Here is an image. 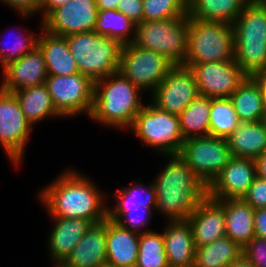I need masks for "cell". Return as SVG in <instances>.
Segmentation results:
<instances>
[{
  "mask_svg": "<svg viewBox=\"0 0 266 267\" xmlns=\"http://www.w3.org/2000/svg\"><path fill=\"white\" fill-rule=\"evenodd\" d=\"M92 181L69 167L38 192L39 201L48 216L101 223L107 218V194Z\"/></svg>",
  "mask_w": 266,
  "mask_h": 267,
  "instance_id": "cell-1",
  "label": "cell"
},
{
  "mask_svg": "<svg viewBox=\"0 0 266 267\" xmlns=\"http://www.w3.org/2000/svg\"><path fill=\"white\" fill-rule=\"evenodd\" d=\"M168 161L152 181L156 211L165 221H184L207 196L205 185L179 155H165Z\"/></svg>",
  "mask_w": 266,
  "mask_h": 267,
  "instance_id": "cell-2",
  "label": "cell"
},
{
  "mask_svg": "<svg viewBox=\"0 0 266 267\" xmlns=\"http://www.w3.org/2000/svg\"><path fill=\"white\" fill-rule=\"evenodd\" d=\"M144 92L119 71L95 81L94 101L89 119L101 126L129 129L145 106Z\"/></svg>",
  "mask_w": 266,
  "mask_h": 267,
  "instance_id": "cell-3",
  "label": "cell"
},
{
  "mask_svg": "<svg viewBox=\"0 0 266 267\" xmlns=\"http://www.w3.org/2000/svg\"><path fill=\"white\" fill-rule=\"evenodd\" d=\"M234 60L251 76L266 67V4L251 0L233 23Z\"/></svg>",
  "mask_w": 266,
  "mask_h": 267,
  "instance_id": "cell-4",
  "label": "cell"
},
{
  "mask_svg": "<svg viewBox=\"0 0 266 267\" xmlns=\"http://www.w3.org/2000/svg\"><path fill=\"white\" fill-rule=\"evenodd\" d=\"M79 73L94 82L118 71L122 44L95 31L65 36Z\"/></svg>",
  "mask_w": 266,
  "mask_h": 267,
  "instance_id": "cell-5",
  "label": "cell"
},
{
  "mask_svg": "<svg viewBox=\"0 0 266 267\" xmlns=\"http://www.w3.org/2000/svg\"><path fill=\"white\" fill-rule=\"evenodd\" d=\"M187 55L183 64L234 60L233 25L188 18Z\"/></svg>",
  "mask_w": 266,
  "mask_h": 267,
  "instance_id": "cell-6",
  "label": "cell"
},
{
  "mask_svg": "<svg viewBox=\"0 0 266 267\" xmlns=\"http://www.w3.org/2000/svg\"><path fill=\"white\" fill-rule=\"evenodd\" d=\"M188 18L142 21L136 25L133 43L162 54L174 65H182L187 55Z\"/></svg>",
  "mask_w": 266,
  "mask_h": 267,
  "instance_id": "cell-7",
  "label": "cell"
},
{
  "mask_svg": "<svg viewBox=\"0 0 266 267\" xmlns=\"http://www.w3.org/2000/svg\"><path fill=\"white\" fill-rule=\"evenodd\" d=\"M130 129L142 146L157 150L162 157L178 155L184 142L179 116L160 110L151 102L136 115Z\"/></svg>",
  "mask_w": 266,
  "mask_h": 267,
  "instance_id": "cell-8",
  "label": "cell"
},
{
  "mask_svg": "<svg viewBox=\"0 0 266 267\" xmlns=\"http://www.w3.org/2000/svg\"><path fill=\"white\" fill-rule=\"evenodd\" d=\"M174 66L162 54L129 43L121 48L118 71L134 86L151 94Z\"/></svg>",
  "mask_w": 266,
  "mask_h": 267,
  "instance_id": "cell-9",
  "label": "cell"
},
{
  "mask_svg": "<svg viewBox=\"0 0 266 267\" xmlns=\"http://www.w3.org/2000/svg\"><path fill=\"white\" fill-rule=\"evenodd\" d=\"M178 155L207 186L232 157L227 139L211 135L185 139Z\"/></svg>",
  "mask_w": 266,
  "mask_h": 267,
  "instance_id": "cell-10",
  "label": "cell"
},
{
  "mask_svg": "<svg viewBox=\"0 0 266 267\" xmlns=\"http://www.w3.org/2000/svg\"><path fill=\"white\" fill-rule=\"evenodd\" d=\"M94 81L76 73L69 76L48 75L45 85L57 112L64 117L90 116L94 101Z\"/></svg>",
  "mask_w": 266,
  "mask_h": 267,
  "instance_id": "cell-11",
  "label": "cell"
},
{
  "mask_svg": "<svg viewBox=\"0 0 266 267\" xmlns=\"http://www.w3.org/2000/svg\"><path fill=\"white\" fill-rule=\"evenodd\" d=\"M33 129L15 94L0 87V146L14 167L21 166Z\"/></svg>",
  "mask_w": 266,
  "mask_h": 267,
  "instance_id": "cell-12",
  "label": "cell"
},
{
  "mask_svg": "<svg viewBox=\"0 0 266 267\" xmlns=\"http://www.w3.org/2000/svg\"><path fill=\"white\" fill-rule=\"evenodd\" d=\"M182 66L193 72L199 94L209 98H230L247 77L235 60Z\"/></svg>",
  "mask_w": 266,
  "mask_h": 267,
  "instance_id": "cell-13",
  "label": "cell"
},
{
  "mask_svg": "<svg viewBox=\"0 0 266 267\" xmlns=\"http://www.w3.org/2000/svg\"><path fill=\"white\" fill-rule=\"evenodd\" d=\"M198 94L193 72L188 67L175 65L149 94V102L169 114L179 115Z\"/></svg>",
  "mask_w": 266,
  "mask_h": 267,
  "instance_id": "cell-14",
  "label": "cell"
},
{
  "mask_svg": "<svg viewBox=\"0 0 266 267\" xmlns=\"http://www.w3.org/2000/svg\"><path fill=\"white\" fill-rule=\"evenodd\" d=\"M98 18L95 0H70L52 10L42 21L45 31L52 35L94 31Z\"/></svg>",
  "mask_w": 266,
  "mask_h": 267,
  "instance_id": "cell-15",
  "label": "cell"
},
{
  "mask_svg": "<svg viewBox=\"0 0 266 267\" xmlns=\"http://www.w3.org/2000/svg\"><path fill=\"white\" fill-rule=\"evenodd\" d=\"M256 176L254 159L232 156L207 186V196L215 200L242 199Z\"/></svg>",
  "mask_w": 266,
  "mask_h": 267,
  "instance_id": "cell-16",
  "label": "cell"
},
{
  "mask_svg": "<svg viewBox=\"0 0 266 267\" xmlns=\"http://www.w3.org/2000/svg\"><path fill=\"white\" fill-rule=\"evenodd\" d=\"M187 220L192 227L195 248L225 237V200L206 196Z\"/></svg>",
  "mask_w": 266,
  "mask_h": 267,
  "instance_id": "cell-17",
  "label": "cell"
},
{
  "mask_svg": "<svg viewBox=\"0 0 266 267\" xmlns=\"http://www.w3.org/2000/svg\"><path fill=\"white\" fill-rule=\"evenodd\" d=\"M47 77L43 53L36 47L20 59L7 64L0 87L3 90L15 92L27 87L43 85Z\"/></svg>",
  "mask_w": 266,
  "mask_h": 267,
  "instance_id": "cell-18",
  "label": "cell"
},
{
  "mask_svg": "<svg viewBox=\"0 0 266 267\" xmlns=\"http://www.w3.org/2000/svg\"><path fill=\"white\" fill-rule=\"evenodd\" d=\"M50 218H52L54 225H52L46 241V243L48 242V253H50L52 264L64 263L93 223L85 219L53 216H50Z\"/></svg>",
  "mask_w": 266,
  "mask_h": 267,
  "instance_id": "cell-19",
  "label": "cell"
},
{
  "mask_svg": "<svg viewBox=\"0 0 266 267\" xmlns=\"http://www.w3.org/2000/svg\"><path fill=\"white\" fill-rule=\"evenodd\" d=\"M140 234L121 227L106 218V264L114 267H136Z\"/></svg>",
  "mask_w": 266,
  "mask_h": 267,
  "instance_id": "cell-20",
  "label": "cell"
},
{
  "mask_svg": "<svg viewBox=\"0 0 266 267\" xmlns=\"http://www.w3.org/2000/svg\"><path fill=\"white\" fill-rule=\"evenodd\" d=\"M165 222L162 232L169 267L194 265L196 248L188 220Z\"/></svg>",
  "mask_w": 266,
  "mask_h": 267,
  "instance_id": "cell-21",
  "label": "cell"
},
{
  "mask_svg": "<svg viewBox=\"0 0 266 267\" xmlns=\"http://www.w3.org/2000/svg\"><path fill=\"white\" fill-rule=\"evenodd\" d=\"M106 219L93 224L64 262L68 267H100L106 264Z\"/></svg>",
  "mask_w": 266,
  "mask_h": 267,
  "instance_id": "cell-22",
  "label": "cell"
},
{
  "mask_svg": "<svg viewBox=\"0 0 266 267\" xmlns=\"http://www.w3.org/2000/svg\"><path fill=\"white\" fill-rule=\"evenodd\" d=\"M37 47L43 53L48 75L69 76L79 73L76 61L69 51L64 36L52 35L45 31L40 23Z\"/></svg>",
  "mask_w": 266,
  "mask_h": 267,
  "instance_id": "cell-23",
  "label": "cell"
},
{
  "mask_svg": "<svg viewBox=\"0 0 266 267\" xmlns=\"http://www.w3.org/2000/svg\"><path fill=\"white\" fill-rule=\"evenodd\" d=\"M227 141L232 156L255 160L266 150V121L240 122Z\"/></svg>",
  "mask_w": 266,
  "mask_h": 267,
  "instance_id": "cell-24",
  "label": "cell"
},
{
  "mask_svg": "<svg viewBox=\"0 0 266 267\" xmlns=\"http://www.w3.org/2000/svg\"><path fill=\"white\" fill-rule=\"evenodd\" d=\"M225 231L242 248L255 237L254 209L243 199L225 200Z\"/></svg>",
  "mask_w": 266,
  "mask_h": 267,
  "instance_id": "cell-25",
  "label": "cell"
},
{
  "mask_svg": "<svg viewBox=\"0 0 266 267\" xmlns=\"http://www.w3.org/2000/svg\"><path fill=\"white\" fill-rule=\"evenodd\" d=\"M132 181L130 185L120 188L111 196L117 202L107 208V217L110 220L116 221L127 209L156 208L155 189L152 182L144 185L135 179Z\"/></svg>",
  "mask_w": 266,
  "mask_h": 267,
  "instance_id": "cell-26",
  "label": "cell"
},
{
  "mask_svg": "<svg viewBox=\"0 0 266 267\" xmlns=\"http://www.w3.org/2000/svg\"><path fill=\"white\" fill-rule=\"evenodd\" d=\"M13 93L32 126L47 118H63L54 107L45 84L27 87Z\"/></svg>",
  "mask_w": 266,
  "mask_h": 267,
  "instance_id": "cell-27",
  "label": "cell"
},
{
  "mask_svg": "<svg viewBox=\"0 0 266 267\" xmlns=\"http://www.w3.org/2000/svg\"><path fill=\"white\" fill-rule=\"evenodd\" d=\"M251 0H188V15L203 21L233 25L238 14Z\"/></svg>",
  "mask_w": 266,
  "mask_h": 267,
  "instance_id": "cell-28",
  "label": "cell"
},
{
  "mask_svg": "<svg viewBox=\"0 0 266 267\" xmlns=\"http://www.w3.org/2000/svg\"><path fill=\"white\" fill-rule=\"evenodd\" d=\"M230 99L240 122L265 120L262 92L250 76L245 78Z\"/></svg>",
  "mask_w": 266,
  "mask_h": 267,
  "instance_id": "cell-29",
  "label": "cell"
},
{
  "mask_svg": "<svg viewBox=\"0 0 266 267\" xmlns=\"http://www.w3.org/2000/svg\"><path fill=\"white\" fill-rule=\"evenodd\" d=\"M242 247L228 236L210 244L200 246L195 251V267H229L242 256Z\"/></svg>",
  "mask_w": 266,
  "mask_h": 267,
  "instance_id": "cell-30",
  "label": "cell"
},
{
  "mask_svg": "<svg viewBox=\"0 0 266 267\" xmlns=\"http://www.w3.org/2000/svg\"><path fill=\"white\" fill-rule=\"evenodd\" d=\"M210 109L211 98L198 94L178 115L184 140L209 135Z\"/></svg>",
  "mask_w": 266,
  "mask_h": 267,
  "instance_id": "cell-31",
  "label": "cell"
},
{
  "mask_svg": "<svg viewBox=\"0 0 266 267\" xmlns=\"http://www.w3.org/2000/svg\"><path fill=\"white\" fill-rule=\"evenodd\" d=\"M136 24L117 10H98L94 31L99 35L119 41L122 45L133 43Z\"/></svg>",
  "mask_w": 266,
  "mask_h": 267,
  "instance_id": "cell-32",
  "label": "cell"
},
{
  "mask_svg": "<svg viewBox=\"0 0 266 267\" xmlns=\"http://www.w3.org/2000/svg\"><path fill=\"white\" fill-rule=\"evenodd\" d=\"M209 135L228 138L240 124L230 98H211Z\"/></svg>",
  "mask_w": 266,
  "mask_h": 267,
  "instance_id": "cell-33",
  "label": "cell"
},
{
  "mask_svg": "<svg viewBox=\"0 0 266 267\" xmlns=\"http://www.w3.org/2000/svg\"><path fill=\"white\" fill-rule=\"evenodd\" d=\"M136 267H169L163 232L150 230L140 234Z\"/></svg>",
  "mask_w": 266,
  "mask_h": 267,
  "instance_id": "cell-34",
  "label": "cell"
},
{
  "mask_svg": "<svg viewBox=\"0 0 266 267\" xmlns=\"http://www.w3.org/2000/svg\"><path fill=\"white\" fill-rule=\"evenodd\" d=\"M143 21L188 15V0H143Z\"/></svg>",
  "mask_w": 266,
  "mask_h": 267,
  "instance_id": "cell-35",
  "label": "cell"
},
{
  "mask_svg": "<svg viewBox=\"0 0 266 267\" xmlns=\"http://www.w3.org/2000/svg\"><path fill=\"white\" fill-rule=\"evenodd\" d=\"M18 33L19 35L13 36L14 38L12 39L10 38V40H12L10 42L8 40L4 42L5 44H1L0 41V54L6 64L14 60L20 59L21 57L33 51L37 47L39 36L36 37L33 34H27L25 38L23 32L21 33L18 31Z\"/></svg>",
  "mask_w": 266,
  "mask_h": 267,
  "instance_id": "cell-36",
  "label": "cell"
},
{
  "mask_svg": "<svg viewBox=\"0 0 266 267\" xmlns=\"http://www.w3.org/2000/svg\"><path fill=\"white\" fill-rule=\"evenodd\" d=\"M156 208L127 209L115 222L121 227L136 233H144L152 230L147 228L151 223ZM149 223V224H148Z\"/></svg>",
  "mask_w": 266,
  "mask_h": 267,
  "instance_id": "cell-37",
  "label": "cell"
},
{
  "mask_svg": "<svg viewBox=\"0 0 266 267\" xmlns=\"http://www.w3.org/2000/svg\"><path fill=\"white\" fill-rule=\"evenodd\" d=\"M242 255L255 267L266 264V239L255 236L242 249Z\"/></svg>",
  "mask_w": 266,
  "mask_h": 267,
  "instance_id": "cell-38",
  "label": "cell"
},
{
  "mask_svg": "<svg viewBox=\"0 0 266 267\" xmlns=\"http://www.w3.org/2000/svg\"><path fill=\"white\" fill-rule=\"evenodd\" d=\"M242 199L253 209L266 207V180L256 176Z\"/></svg>",
  "mask_w": 266,
  "mask_h": 267,
  "instance_id": "cell-39",
  "label": "cell"
},
{
  "mask_svg": "<svg viewBox=\"0 0 266 267\" xmlns=\"http://www.w3.org/2000/svg\"><path fill=\"white\" fill-rule=\"evenodd\" d=\"M2 4L7 5L10 9L23 17H30L40 13L41 0H0ZM39 12V13H38Z\"/></svg>",
  "mask_w": 266,
  "mask_h": 267,
  "instance_id": "cell-40",
  "label": "cell"
},
{
  "mask_svg": "<svg viewBox=\"0 0 266 267\" xmlns=\"http://www.w3.org/2000/svg\"><path fill=\"white\" fill-rule=\"evenodd\" d=\"M143 0H119L117 11L122 12L136 25L143 21Z\"/></svg>",
  "mask_w": 266,
  "mask_h": 267,
  "instance_id": "cell-41",
  "label": "cell"
},
{
  "mask_svg": "<svg viewBox=\"0 0 266 267\" xmlns=\"http://www.w3.org/2000/svg\"><path fill=\"white\" fill-rule=\"evenodd\" d=\"M255 236L266 239V207L254 209Z\"/></svg>",
  "mask_w": 266,
  "mask_h": 267,
  "instance_id": "cell-42",
  "label": "cell"
},
{
  "mask_svg": "<svg viewBox=\"0 0 266 267\" xmlns=\"http://www.w3.org/2000/svg\"><path fill=\"white\" fill-rule=\"evenodd\" d=\"M70 0H41L40 13L42 20L54 9L61 7Z\"/></svg>",
  "mask_w": 266,
  "mask_h": 267,
  "instance_id": "cell-43",
  "label": "cell"
},
{
  "mask_svg": "<svg viewBox=\"0 0 266 267\" xmlns=\"http://www.w3.org/2000/svg\"><path fill=\"white\" fill-rule=\"evenodd\" d=\"M250 77L258 85L261 92H266V67L254 72Z\"/></svg>",
  "mask_w": 266,
  "mask_h": 267,
  "instance_id": "cell-44",
  "label": "cell"
},
{
  "mask_svg": "<svg viewBox=\"0 0 266 267\" xmlns=\"http://www.w3.org/2000/svg\"><path fill=\"white\" fill-rule=\"evenodd\" d=\"M257 176L266 180V150L255 159Z\"/></svg>",
  "mask_w": 266,
  "mask_h": 267,
  "instance_id": "cell-45",
  "label": "cell"
},
{
  "mask_svg": "<svg viewBox=\"0 0 266 267\" xmlns=\"http://www.w3.org/2000/svg\"><path fill=\"white\" fill-rule=\"evenodd\" d=\"M98 10H117L119 0H95Z\"/></svg>",
  "mask_w": 266,
  "mask_h": 267,
  "instance_id": "cell-46",
  "label": "cell"
},
{
  "mask_svg": "<svg viewBox=\"0 0 266 267\" xmlns=\"http://www.w3.org/2000/svg\"><path fill=\"white\" fill-rule=\"evenodd\" d=\"M229 267H255L247 258L243 255L233 262Z\"/></svg>",
  "mask_w": 266,
  "mask_h": 267,
  "instance_id": "cell-47",
  "label": "cell"
},
{
  "mask_svg": "<svg viewBox=\"0 0 266 267\" xmlns=\"http://www.w3.org/2000/svg\"><path fill=\"white\" fill-rule=\"evenodd\" d=\"M0 64L2 65V78L4 77L6 70H7V64L5 63V61L3 60L1 54H0Z\"/></svg>",
  "mask_w": 266,
  "mask_h": 267,
  "instance_id": "cell-48",
  "label": "cell"
},
{
  "mask_svg": "<svg viewBox=\"0 0 266 267\" xmlns=\"http://www.w3.org/2000/svg\"><path fill=\"white\" fill-rule=\"evenodd\" d=\"M263 96V105H264V117L266 119V92H262Z\"/></svg>",
  "mask_w": 266,
  "mask_h": 267,
  "instance_id": "cell-49",
  "label": "cell"
},
{
  "mask_svg": "<svg viewBox=\"0 0 266 267\" xmlns=\"http://www.w3.org/2000/svg\"><path fill=\"white\" fill-rule=\"evenodd\" d=\"M53 265H54L53 267H68L64 263H56V264H53Z\"/></svg>",
  "mask_w": 266,
  "mask_h": 267,
  "instance_id": "cell-50",
  "label": "cell"
},
{
  "mask_svg": "<svg viewBox=\"0 0 266 267\" xmlns=\"http://www.w3.org/2000/svg\"><path fill=\"white\" fill-rule=\"evenodd\" d=\"M255 1H257V2H259V3L266 4V0H255Z\"/></svg>",
  "mask_w": 266,
  "mask_h": 267,
  "instance_id": "cell-51",
  "label": "cell"
},
{
  "mask_svg": "<svg viewBox=\"0 0 266 267\" xmlns=\"http://www.w3.org/2000/svg\"><path fill=\"white\" fill-rule=\"evenodd\" d=\"M100 267H114V266H111V265H108V264H104V265H101Z\"/></svg>",
  "mask_w": 266,
  "mask_h": 267,
  "instance_id": "cell-52",
  "label": "cell"
}]
</instances>
